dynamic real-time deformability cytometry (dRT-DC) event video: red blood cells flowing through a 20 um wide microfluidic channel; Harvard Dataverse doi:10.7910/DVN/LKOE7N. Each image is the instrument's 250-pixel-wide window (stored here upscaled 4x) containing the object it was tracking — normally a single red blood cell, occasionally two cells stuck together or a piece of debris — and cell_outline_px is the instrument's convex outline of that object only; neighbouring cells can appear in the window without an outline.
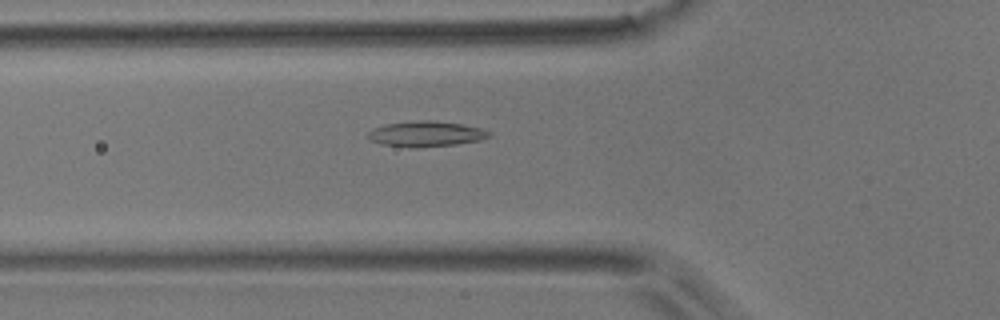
{"species": "common noctule bat (a hibernating species)", "species_latin": "Nyctalus noctula", "temperature_condition": "room temperature", "stored_images_in_passage": 46, "camera_frame_rate_fps": 3000, "um_per_image_px": 0.085, "animal": {"sex": "male", "body_mass_g": 17.9}, "frame": {"image": 1, "passage_image": 12, "time_ms": 3.667, "image_size_px": [1000, 320], "cell_outline_px": [[492, 136], [480, 140], [456, 144], [416, 148], [412, 148], [380, 144], [372, 140], [368, 136], [368, 132], [372, 128], [388, 124], [424, 120], [432, 120], [464, 124], [480, 128], [492, 132]], "centroid_in_image_um": [36.25, 11.39], "position_along_channel_um": 89.6, "area_um2": 17.98}}
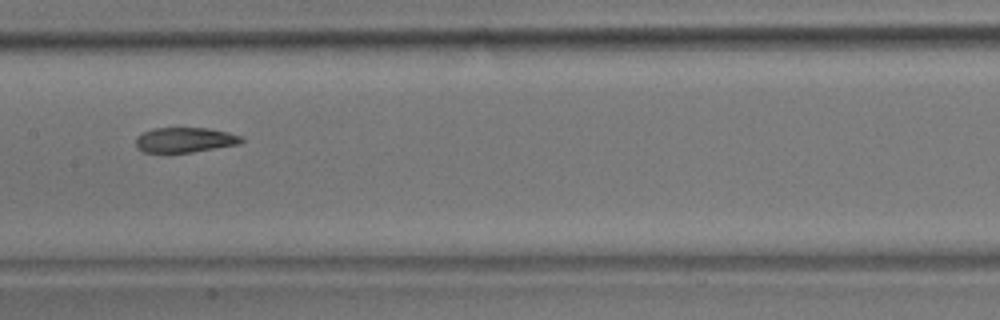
{"frame": {"image": 2, "passage_image": 20, "time_ms": 6.333, "image_size_px": [1000, 320], "cell_outline_px": [[244, 140], [240, 144], [192, 152], [144, 152], [136, 148], [136, 136], [144, 132], [156, 128], [208, 128], [228, 132], [244, 136]], "centroid_in_image_um": [15.75, 11.89], "position_along_channel_um": 191.7, "area_um2": 15.43}}
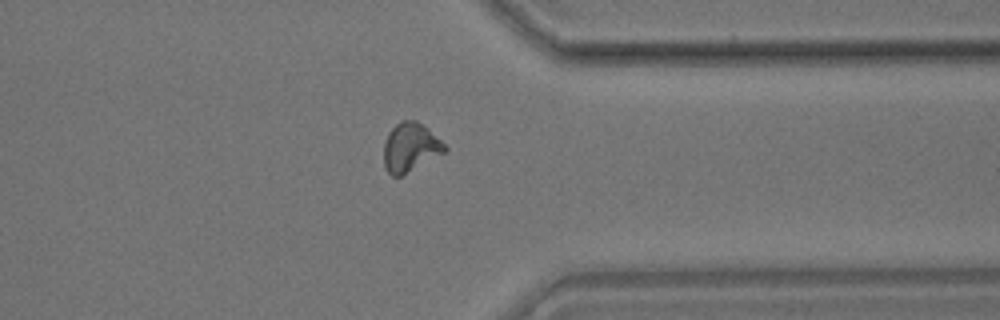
{"frame": {"image": 3, "passage_image": 35, "time_ms": 11.333, "image_size_px": [1000, 320], "cell_outline_px": [[448, 148], [444, 152], [400, 176], [392, 176], [384, 168], [384, 140], [388, 132], [400, 120], [416, 120], [428, 128]], "centroid_in_image_um": [34.84, 12.5], "position_along_channel_um": 376.6, "area_um2": 17.17}, "authors_computed_cell_mechanics": {"area_um2": 16.762, "velocity_mm_per_s": 3.7995, "shape_relaxation_time_tau1_ms": 10.3876, "shape_relaxation_time_tau2_ms": 4.4682, "deformation_change_tau1": 0.2295, "deformation_change_tau2": 0.1105}}